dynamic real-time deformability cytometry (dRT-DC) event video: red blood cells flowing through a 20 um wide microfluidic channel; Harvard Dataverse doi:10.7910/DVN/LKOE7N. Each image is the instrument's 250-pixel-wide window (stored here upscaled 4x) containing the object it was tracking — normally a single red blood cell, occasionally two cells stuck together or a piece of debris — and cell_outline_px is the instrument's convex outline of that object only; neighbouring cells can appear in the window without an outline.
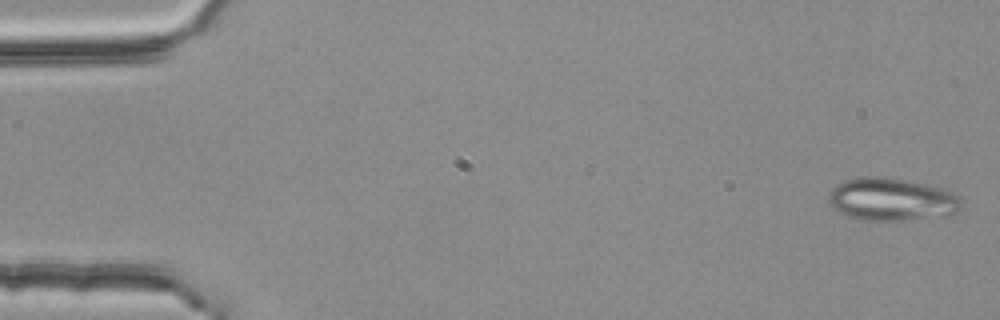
{"species": "common noctule bat (a hibernating species)", "species_latin": "Nyctalus noctula", "temperature_condition": "room temperature", "stored_images_in_passage": 4, "camera_frame_rate_fps": 3000, "um_per_image_px": 0.085, "animal": {"sex": "female", "body_mass_g": 25.1}, "frame": {"image": 1, "passage_image": 1, "time_ms": 0.0, "image_size_px": [1000, 320], "cell_outline_px": [[964, 204], [956, 212], [904, 220], [860, 220], [848, 216], [832, 208], [828, 204], [828, 196], [832, 188], [836, 184], [844, 180], [860, 176], [884, 176], [928, 184], [948, 188], [960, 196]], "centroid_in_image_um": [75.77, 16.91], "position_along_channel_um": 9.2, "area_um2": 33.41}}